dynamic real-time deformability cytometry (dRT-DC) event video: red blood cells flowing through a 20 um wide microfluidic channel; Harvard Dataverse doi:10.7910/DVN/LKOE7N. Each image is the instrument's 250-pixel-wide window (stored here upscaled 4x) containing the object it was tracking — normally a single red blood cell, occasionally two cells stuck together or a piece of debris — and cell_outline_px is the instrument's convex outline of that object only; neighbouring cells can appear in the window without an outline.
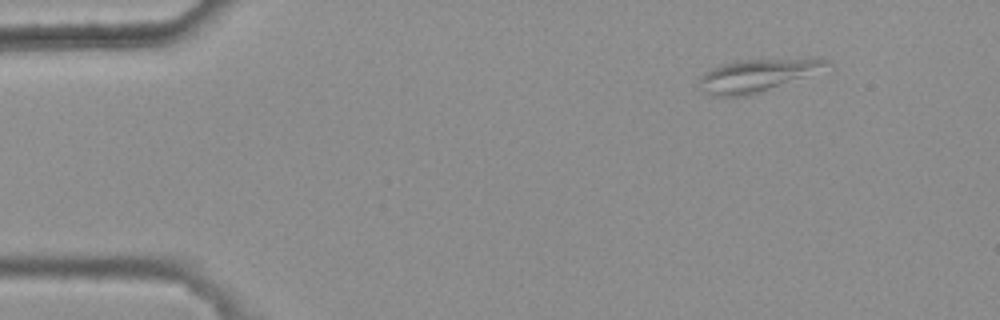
{"species": "common noctule bat (a hibernating species)", "species_latin": "Nyctalus noctula", "temperature_condition": "warm", "stored_images_in_passage": 4, "camera_frame_rate_fps": 3000, "um_per_image_px": 0.085, "animal": {"sex": "female", "body_mass_g": 25.1}, "frame": {"image": 1, "passage_image": 1, "time_ms": 0.0, "image_size_px": [1000, 320], "cell_outline_px": [[832, 64], [804, 76], [748, 96], [708, 96], [700, 88], [700, 76], [704, 72], [712, 68], [736, 60], [808, 56], [820, 56], [828, 60]], "centroid_in_image_um": [64.37, 6.35], "position_along_channel_um": 20.6, "area_um2": 24.57}}